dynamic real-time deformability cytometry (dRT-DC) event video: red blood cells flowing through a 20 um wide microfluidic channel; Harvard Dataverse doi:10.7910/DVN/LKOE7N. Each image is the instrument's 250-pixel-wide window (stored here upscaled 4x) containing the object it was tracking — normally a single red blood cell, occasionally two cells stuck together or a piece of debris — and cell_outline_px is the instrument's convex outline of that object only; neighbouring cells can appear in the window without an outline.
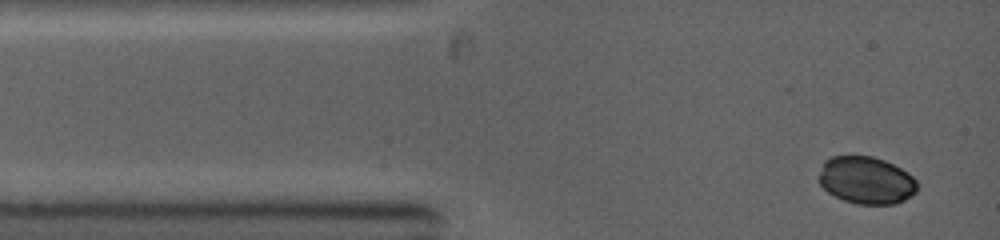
{"species": "common noctule bat (a hibernating species)", "species_latin": "Nyctalus noctula", "temperature_condition": "warm", "stored_images_in_passage": 4, "camera_frame_rate_fps": 5000, "um_per_image_px": 0.085, "animal": {"sex": "female", "body_mass_g": 19.0, "forearm_length_mm": 53.3}, "frame": {"image": 1, "passage_image": 1, "time_ms": 0.0, "image_size_px": [1000, 240], "cell_outline_px": [[916, 192], [904, 200], [896, 204], [856, 204], [844, 200], [828, 192], [820, 184], [820, 172], [824, 160], [832, 156], [872, 156], [884, 160], [908, 172], [916, 180]], "centroid_in_image_um": [73.63, 15.32], "position_along_channel_um": 11.4, "area_um2": 26.99}}
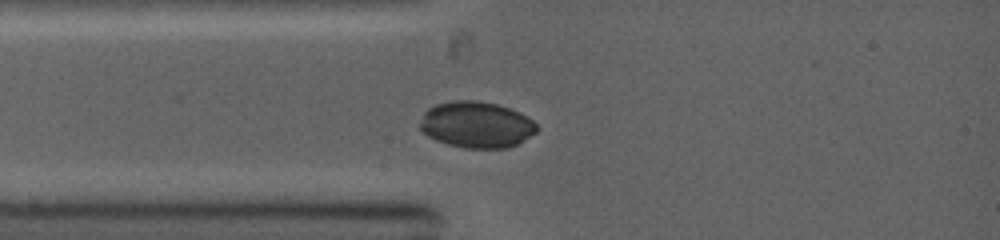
{"frame": {"image": 2, "passage_image": 4, "time_ms": 1.8, "image_size_px": [1000, 240], "cell_outline_px": [[536, 132], [516, 144], [508, 148], [464, 148], [448, 144], [436, 140], [428, 136], [420, 128], [420, 124], [424, 112], [428, 108], [436, 104], [452, 100], [476, 100], [496, 104], [520, 112], [532, 120], [536, 124]], "centroid_in_image_um": [40.48, 10.59], "position_along_channel_um": 44.5, "area_um2": 31.33}}